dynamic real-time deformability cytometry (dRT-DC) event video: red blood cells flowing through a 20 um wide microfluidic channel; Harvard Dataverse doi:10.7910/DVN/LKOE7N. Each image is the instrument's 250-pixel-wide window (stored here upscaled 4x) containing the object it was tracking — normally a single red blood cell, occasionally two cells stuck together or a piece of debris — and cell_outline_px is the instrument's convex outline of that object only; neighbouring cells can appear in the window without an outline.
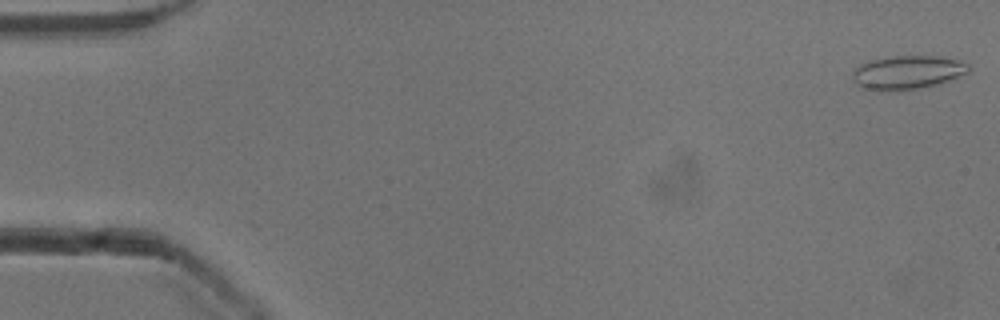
{"species": "common noctule bat (a hibernating species)", "species_latin": "Nyctalus noctula", "temperature_condition": "cold", "stored_images_in_passage": 52, "camera_frame_rate_fps": 3000, "um_per_image_px": 0.085, "animal": {"sex": "male", "body_mass_g": 13.3}, "frame": {"image": 1, "passage_image": 1, "time_ms": 0.0, "image_size_px": [1000, 320], "cell_outline_px": [[972, 68], [968, 72], [948, 80], [936, 84], [920, 88], [896, 92], [876, 92], [860, 88], [852, 80], [852, 72], [860, 64], [868, 60], [892, 56], [936, 56], [956, 60], [968, 64]], "centroid_in_image_um": [77.04, 6.18], "position_along_channel_um": 8.0, "area_um2": 23.18}}
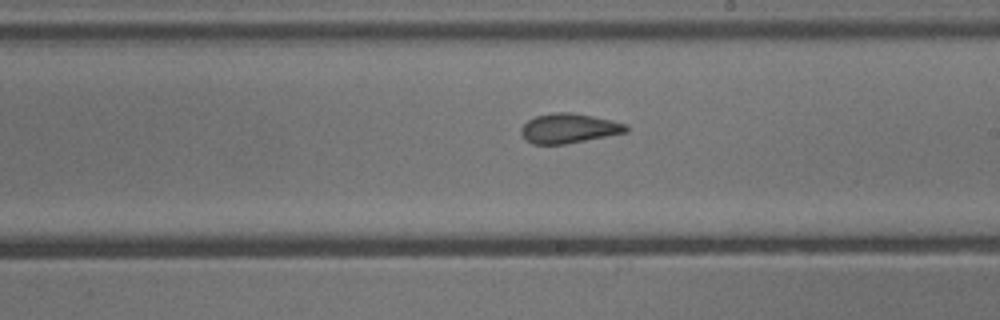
{"frame": {"image": 2, "passage_image": 30, "time_ms": 9.667, "image_size_px": [1000, 320], "cell_outline_px": [[628, 132], [564, 144], [532, 144], [520, 132], [520, 128], [528, 120], [536, 116], [552, 112], [568, 112], [592, 116], [628, 124]], "centroid_in_image_um": [48.36, 10.9], "position_along_channel_um": 240.6, "area_um2": 17.98}}
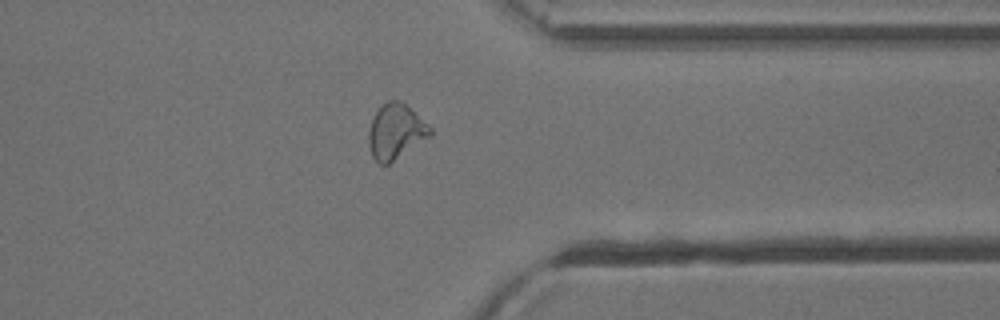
{"frame": {"image": 3, "passage_image": 41, "time_ms": 13.333, "image_size_px": [1000, 320], "cell_outline_px": [[432, 136], [388, 164], [380, 164], [372, 156], [368, 144], [368, 132], [372, 120], [376, 112], [388, 100], [400, 100], [428, 124], [432, 128]], "centroid_in_image_um": [33.65, 11.2], "position_along_channel_um": 377.8, "area_um2": 19.59}, "authors_computed_cell_mechanics": {"area_um2": 19.7098, "velocity_mm_per_s": 3.9162, "shape_relaxation_time_tau1_ms": 6.0775, "shape_relaxation_time_tau2_ms": 1.6906, "deformation_change_tau1": 0.1607, "deformation_change_tau2": 0.0889}}